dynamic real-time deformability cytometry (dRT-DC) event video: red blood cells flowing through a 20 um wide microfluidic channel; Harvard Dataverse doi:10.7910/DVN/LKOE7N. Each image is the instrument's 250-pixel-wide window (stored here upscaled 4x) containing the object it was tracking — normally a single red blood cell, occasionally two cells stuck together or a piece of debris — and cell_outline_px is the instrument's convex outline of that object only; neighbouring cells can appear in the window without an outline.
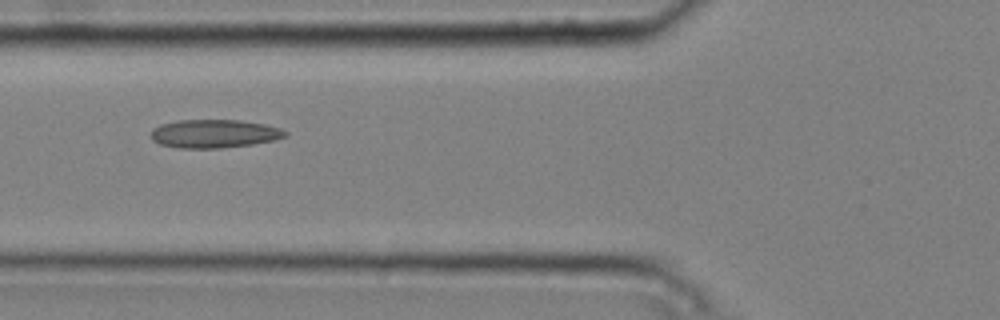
{"species": "common noctule bat (a hibernating species)", "species_latin": "Nyctalus noctula", "temperature_condition": "cold", "stored_images_in_passage": 7, "camera_frame_rate_fps": 3000, "um_per_image_px": 0.085, "animal": {"sex": "male", "body_mass_g": 20.4}, "frame": {"image": 1, "passage_image": 5, "time_ms": 1.333, "image_size_px": [1000, 320], "cell_outline_px": [[288, 136], [272, 140], [252, 144], [220, 148], [176, 148], [160, 144], [152, 140], [152, 128], [160, 124], [180, 120], [240, 120], [264, 124], [280, 128], [288, 132]], "centroid_in_image_um": [18.2, 11.36], "position_along_channel_um": 107.6, "area_um2": 22.2}}
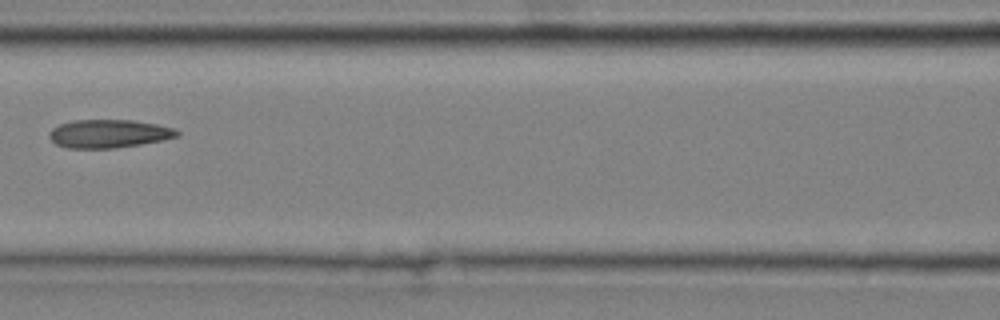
{"frame": {"image": 2, "passage_image": 6, "time_ms": 1.667, "image_size_px": [1000, 320], "cell_outline_px": [[180, 136], [140, 144], [112, 148], [68, 148], [56, 144], [48, 136], [48, 132], [52, 128], [60, 124], [72, 120], [132, 120], [156, 124], [176, 128], [180, 132]], "centroid_in_image_um": [9.24, 11.35], "position_along_channel_um": 157.4, "area_um2": 21.04}}
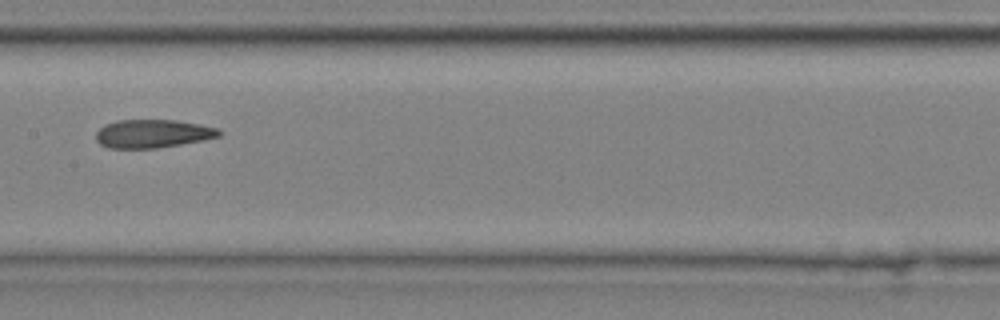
{"frame": {"image": 3, "passage_image": 7, "time_ms": 2.0, "image_size_px": [1000, 320], "cell_outline_px": [[224, 132], [220, 136], [204, 140], [156, 148], [108, 148], [100, 144], [96, 140], [96, 132], [104, 124], [116, 120], [176, 120], [200, 124], [220, 128]], "centroid_in_image_um": [13.01, 11.35], "position_along_channel_um": 194.4, "area_um2": 20.52}}